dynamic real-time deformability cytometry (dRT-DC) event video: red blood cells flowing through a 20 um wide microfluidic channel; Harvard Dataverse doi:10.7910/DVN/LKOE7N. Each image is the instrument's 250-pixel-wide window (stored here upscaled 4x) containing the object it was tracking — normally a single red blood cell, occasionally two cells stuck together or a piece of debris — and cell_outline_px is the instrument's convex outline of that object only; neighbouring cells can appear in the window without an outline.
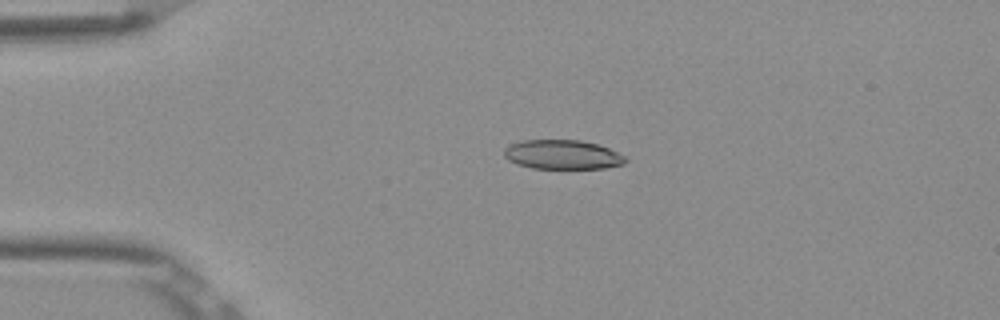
{"species": "Egyptian fruit bat (a non-hibernating species)", "species_latin": "Rousettus aegyptiacus", "temperature_condition": "room temperature", "stored_images_in_passage": 3, "camera_frame_rate_fps": 3000, "um_per_image_px": 0.085, "frame": {"image": 1, "passage_image": 2, "time_ms": 0.333, "image_size_px": [1000, 320], "cell_outline_px": [[628, 160], [624, 164], [604, 168], [532, 168], [516, 164], [508, 160], [504, 156], [504, 148], [508, 144], [524, 140], [580, 140], [600, 144], [628, 156]], "centroid_in_image_um": [47.84, 13.13], "position_along_channel_um": 37.2, "area_um2": 21.04}}